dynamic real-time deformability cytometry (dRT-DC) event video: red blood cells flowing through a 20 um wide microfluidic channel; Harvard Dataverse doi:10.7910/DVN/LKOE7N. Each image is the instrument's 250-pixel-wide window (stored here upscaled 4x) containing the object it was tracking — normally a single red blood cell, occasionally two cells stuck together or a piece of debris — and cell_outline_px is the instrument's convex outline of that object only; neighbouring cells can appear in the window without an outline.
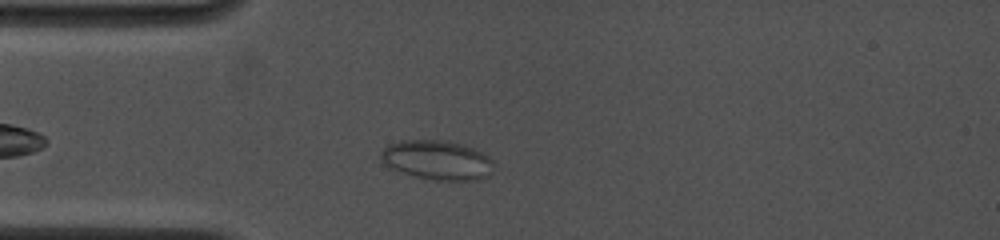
{"species": "common noctule bat (a hibernating species)", "species_latin": "Nyctalus noctula", "temperature_condition": "cold", "stored_images_in_passage": 2, "camera_frame_rate_fps": 4500, "um_per_image_px": 0.085, "animal": {"sex": "female", "body_mass_g": 19.0, "forearm_length_mm": 53.3}, "frame": {"image": 1, "passage_image": 1, "time_ms": 0.0, "image_size_px": [1000, 240], "cell_outline_px": [[492, 172], [488, 176], [476, 180], [432, 180], [412, 176], [400, 172], [392, 168], [380, 156], [380, 152], [388, 144], [400, 140], [440, 140], [464, 144], [488, 156], [492, 160]], "centroid_in_image_um": [37.16, 13.61], "position_along_channel_um": 47.8, "area_um2": 25.84}}